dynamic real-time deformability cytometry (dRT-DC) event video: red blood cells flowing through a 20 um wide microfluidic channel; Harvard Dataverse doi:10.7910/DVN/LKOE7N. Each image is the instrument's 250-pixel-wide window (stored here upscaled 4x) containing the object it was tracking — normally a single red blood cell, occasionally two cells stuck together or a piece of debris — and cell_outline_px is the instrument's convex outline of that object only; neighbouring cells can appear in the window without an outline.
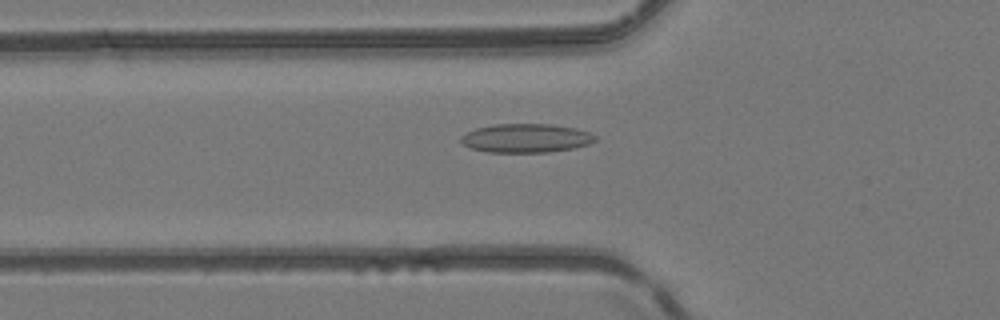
{"species": "common noctule bat (a hibernating species)", "species_latin": "Nyctalus noctula", "temperature_condition": "room temperature", "stored_images_in_passage": 50, "camera_frame_rate_fps": 3000, "um_per_image_px": 0.085, "animal": {"sex": "female", "body_mass_g": 24.6, "forearm_length_mm": 56.2}, "frame": {"image": 1, "passage_image": 18, "time_ms": 5.667, "image_size_px": [1000, 320], "cell_outline_px": [[596, 140], [588, 144], [572, 148], [548, 152], [488, 152], [472, 148], [464, 144], [460, 140], [460, 136], [476, 128], [496, 124], [552, 124], [576, 128], [588, 132], [596, 136]], "centroid_in_image_um": [44.71, 11.74], "position_along_channel_um": 81.1, "area_um2": 22.37}}
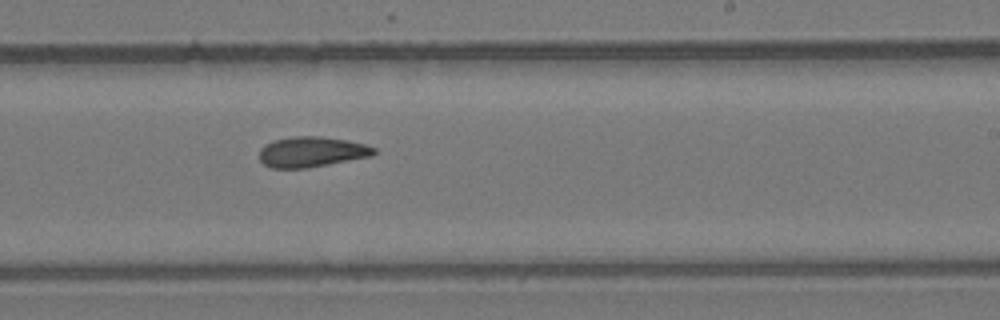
{"frame": {"image": 2, "passage_image": 31, "time_ms": 10.0, "image_size_px": [1000, 320], "cell_outline_px": [[376, 152], [372, 156], [308, 168], [272, 168], [264, 164], [260, 160], [260, 148], [264, 144], [272, 140], [292, 136], [320, 136], [348, 140], [364, 144], [376, 148]], "centroid_in_image_um": [26.48, 12.9], "position_along_channel_um": 262.5, "area_um2": 20.46}}
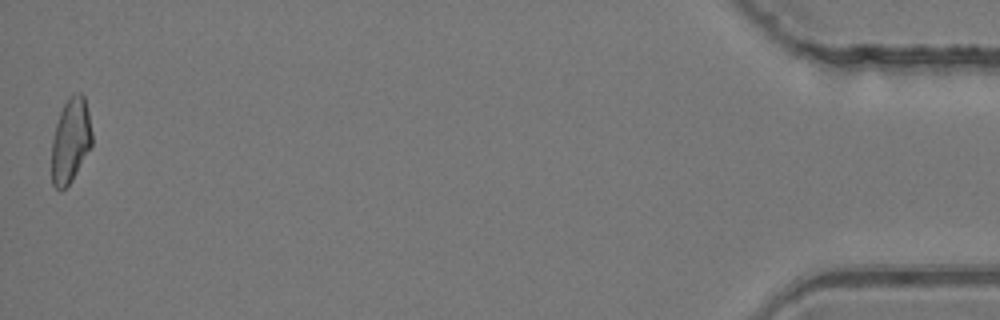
{"frame": {"image": 3, "passage_image": 50, "time_ms": 16.333, "image_size_px": [1000, 320], "cell_outline_px": [[92, 144], [72, 180], [60, 192], [52, 184], [52, 140], [56, 124], [60, 112], [68, 96], [76, 92], [80, 92], [84, 96], [88, 112], [92, 132]], "centroid_in_image_um": [5.99, 11.93], "position_along_channel_um": 429.2, "area_um2": 19.83}, "authors_computed_cell_mechanics": {"area_um2": 20.6924, "velocity_mm_per_s": 4.1735, "shape_relaxation_time_tau1_ms": null, "shape_relaxation_time_tau2_ms": 3.8539, "deformation_change_tau1": null, "deformation_change_tau2": 0.1115}}